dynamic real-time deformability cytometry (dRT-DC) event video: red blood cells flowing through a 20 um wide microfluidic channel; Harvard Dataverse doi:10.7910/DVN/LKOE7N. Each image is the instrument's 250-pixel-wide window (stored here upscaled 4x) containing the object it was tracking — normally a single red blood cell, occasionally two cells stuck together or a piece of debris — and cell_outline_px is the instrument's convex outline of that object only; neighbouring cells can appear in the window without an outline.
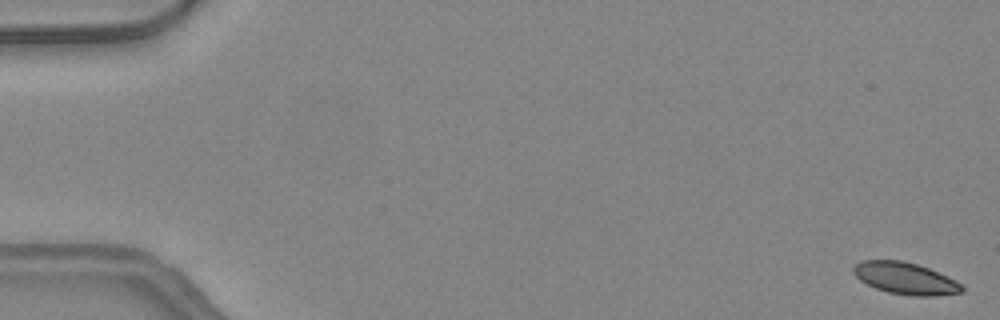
{"species": "common noctule bat (a hibernating species)", "species_latin": "Nyctalus noctula", "temperature_condition": "warm", "stored_images_in_passage": 15, "camera_frame_rate_fps": 3000, "um_per_image_px": 0.085, "animal": {"sex": "female", "body_mass_g": 24.6, "forearm_length_mm": 56.2}, "frame": {"image": 1, "passage_image": 1, "time_ms": 0.0, "image_size_px": [1000, 320], "cell_outline_px": [[964, 292], [932, 296], [912, 296], [888, 292], [876, 288], [860, 280], [852, 272], [852, 268], [860, 260], [900, 260], [916, 264], [928, 268], [948, 276], [956, 280], [964, 288]], "centroid_in_image_um": [76.95, 23.66], "position_along_channel_um": 8.0, "area_um2": 20.11}}